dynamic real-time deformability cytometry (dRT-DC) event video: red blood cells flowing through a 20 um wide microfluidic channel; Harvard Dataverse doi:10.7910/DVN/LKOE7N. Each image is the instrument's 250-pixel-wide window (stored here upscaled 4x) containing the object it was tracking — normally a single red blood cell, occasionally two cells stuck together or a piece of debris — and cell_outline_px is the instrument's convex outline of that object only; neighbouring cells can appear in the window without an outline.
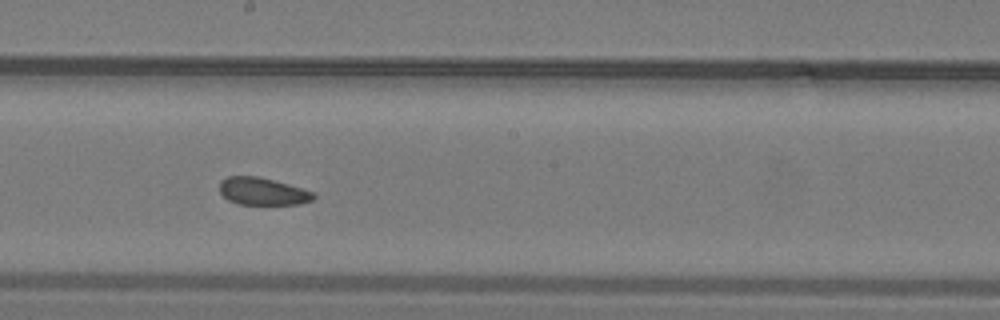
{"species": "common noctule bat (a hibernating species)", "species_latin": "Nyctalus noctula", "temperature_condition": "warm", "stored_images_in_passage": 29, "camera_frame_rate_fps": 3000, "um_per_image_px": 0.085, "animal": {"sex": "male", "body_mass_g": 19.2, "forearm_length_mm": 51.8}, "frame": {"image": 1, "passage_image": 14, "time_ms": 4.333, "image_size_px": [1000, 320], "cell_outline_px": [[316, 196], [312, 200], [300, 204], [236, 204], [228, 200], [220, 192], [220, 180], [228, 176], [256, 176], [288, 184], [312, 192]], "centroid_in_image_um": [22.28, 16.27], "position_along_channel_um": 225.9, "area_um2": 14.85}}
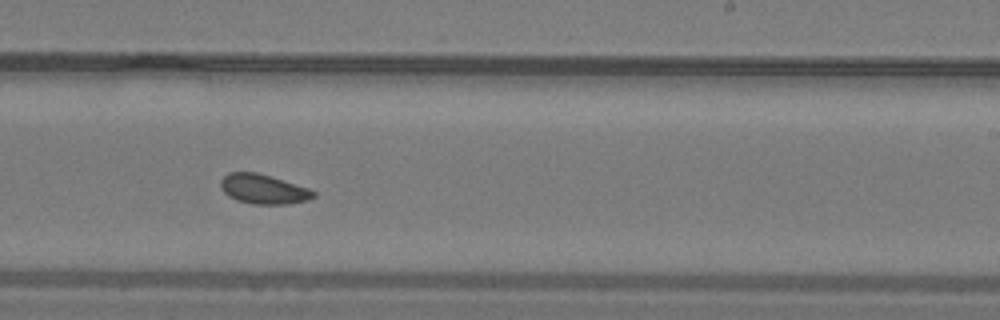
{"frame": {"image": 2, "passage_image": 17, "time_ms": 5.333, "image_size_px": [1000, 320], "cell_outline_px": [[316, 196], [308, 200], [288, 204], [252, 204], [236, 200], [228, 196], [224, 192], [220, 184], [220, 180], [228, 172], [256, 172], [308, 188], [316, 192]], "centroid_in_image_um": [22.37, 16.08], "position_along_channel_um": 266.6, "area_um2": 15.95}, "authors_computed_cell_mechanics": {"area_um2": 15.9528, "velocity_mm_per_s": 4.0899, "shape_relaxation_time_tau1_ms": 6.064, "shape_relaxation_time_tau2_ms": 4.7052, "deformation_change_tau1": 0.099, "deformation_change_tau2": 0.1093}}